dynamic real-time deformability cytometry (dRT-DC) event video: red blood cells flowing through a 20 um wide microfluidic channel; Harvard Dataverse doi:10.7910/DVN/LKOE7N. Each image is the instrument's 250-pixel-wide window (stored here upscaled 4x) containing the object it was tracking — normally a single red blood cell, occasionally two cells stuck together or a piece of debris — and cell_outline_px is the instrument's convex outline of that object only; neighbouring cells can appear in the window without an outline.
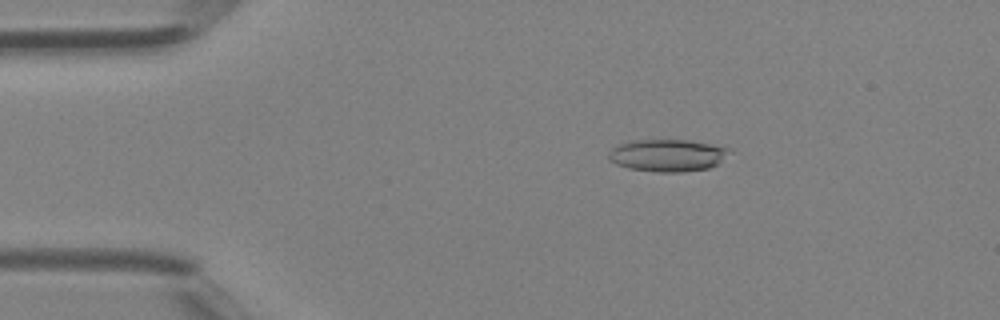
{"species": "Egyptian fruit bat (a non-hibernating species)", "species_latin": "Rousettus aegyptiacus", "temperature_condition": "room temperature", "stored_images_in_passage": 37, "camera_frame_rate_fps": 3000, "um_per_image_px": 0.085, "animal": {"sex": "female"}, "frame": {"image": 1, "passage_image": 2, "time_ms": 0.333, "image_size_px": [1000, 320], "cell_outline_px": [[732, 152], [716, 164], [708, 168], [680, 172], [660, 172], [628, 168], [616, 164], [608, 156], [608, 152], [612, 148], [620, 144], [632, 140], [688, 140], [720, 144], [732, 148]], "centroid_in_image_um": [56.81, 13.18], "position_along_channel_um": 28.2, "area_um2": 22.83}}
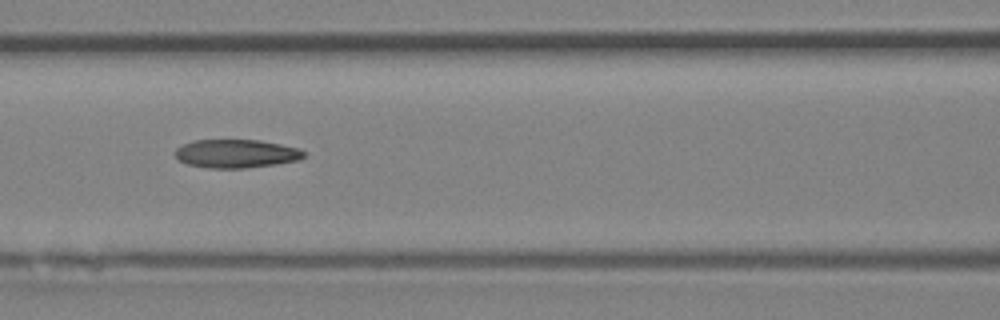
{"frame": {"image": 2, "passage_image": 13, "time_ms": 4.0, "image_size_px": [1000, 320], "cell_outline_px": [[308, 156], [300, 160], [276, 164], [244, 168], [208, 168], [188, 164], [180, 160], [176, 156], [176, 148], [192, 140], [260, 140], [300, 148], [308, 152]], "centroid_in_image_um": [20.16, 13.05], "position_along_channel_um": 146.4, "area_um2": 21.5}}
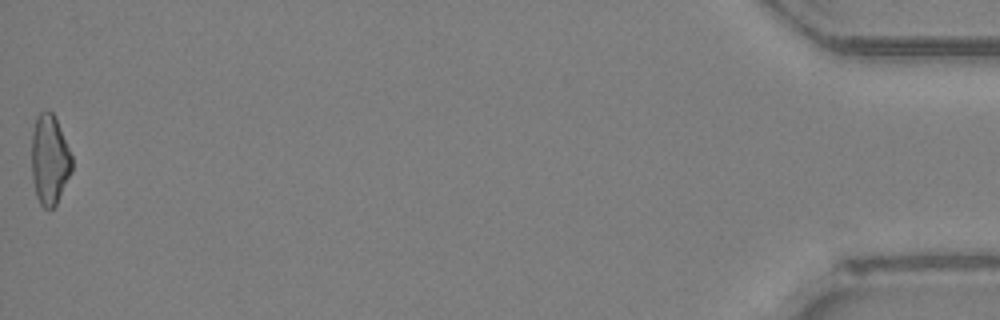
{"frame": {"image": 3, "passage_image": 37, "time_ms": 12.0, "image_size_px": [1000, 320], "cell_outline_px": [[72, 172], [56, 204], [48, 212], [40, 204], [36, 196], [32, 180], [32, 132], [36, 116], [44, 108], [48, 108], [56, 116], [72, 156]], "centroid_in_image_um": [4.21, 13.54], "position_along_channel_um": 431.0, "area_um2": 21.62}}